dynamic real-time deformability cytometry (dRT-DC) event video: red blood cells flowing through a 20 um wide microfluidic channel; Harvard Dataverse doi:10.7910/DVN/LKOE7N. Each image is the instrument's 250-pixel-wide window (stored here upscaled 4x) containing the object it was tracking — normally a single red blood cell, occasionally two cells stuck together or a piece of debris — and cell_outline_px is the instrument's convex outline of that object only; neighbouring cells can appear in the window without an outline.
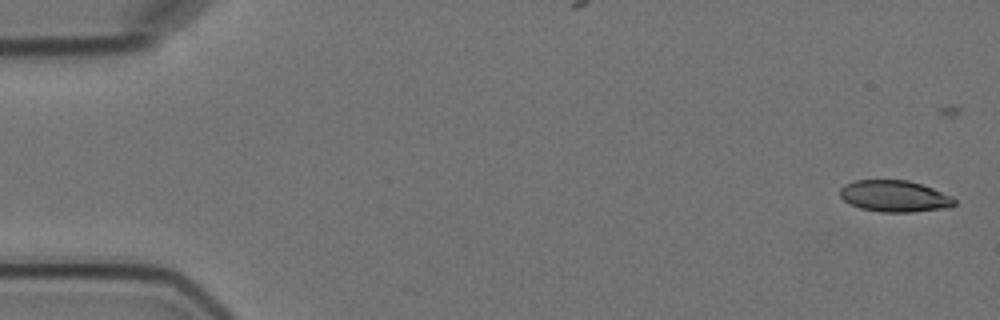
{"species": "Egyptian fruit bat (a non-hibernating species)", "species_latin": "Rousettus aegyptiacus", "temperature_condition": "cold", "stored_images_in_passage": 2, "camera_frame_rate_fps": 3000, "um_per_image_px": 0.085, "animal": {"sex": "female"}, "frame": {"image": 1, "passage_image": 1, "time_ms": 0.0, "image_size_px": [1000, 320], "cell_outline_px": [[956, 204], [948, 208], [912, 212], [880, 212], [860, 208], [844, 200], [840, 196], [840, 188], [856, 180], [908, 180], [932, 188], [952, 196], [956, 200]], "centroid_in_image_um": [76.07, 16.68], "position_along_channel_um": 8.9, "area_um2": 20.92}}